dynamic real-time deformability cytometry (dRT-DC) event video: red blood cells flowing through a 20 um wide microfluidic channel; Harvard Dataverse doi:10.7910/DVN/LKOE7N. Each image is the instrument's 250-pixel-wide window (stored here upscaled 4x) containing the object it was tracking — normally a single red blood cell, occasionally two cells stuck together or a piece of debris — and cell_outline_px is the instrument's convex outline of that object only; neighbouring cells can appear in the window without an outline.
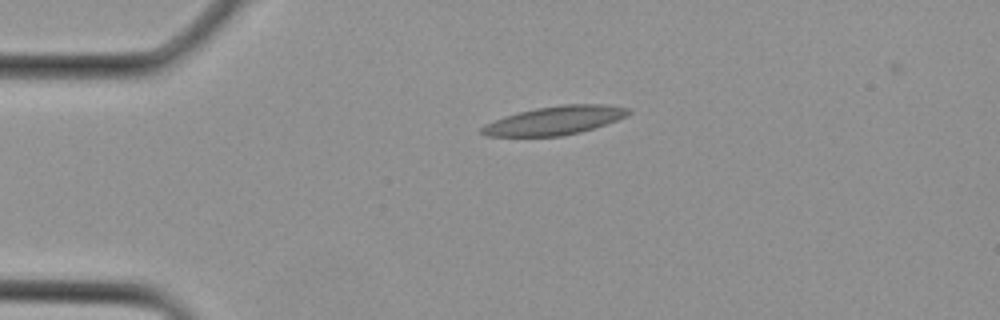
{"species": "Egyptian fruit bat (a non-hibernating species)", "species_latin": "Rousettus aegyptiacus", "temperature_condition": "cold", "stored_images_in_passage": 4, "camera_frame_rate_fps": 3000, "um_per_image_px": 0.085, "animal": {"sex": "female"}, "frame": {"image": 1, "passage_image": 4, "time_ms": 1.0, "image_size_px": [1000, 320], "cell_outline_px": [[632, 112], [628, 116], [580, 132], [560, 136], [488, 136], [480, 132], [480, 128], [504, 116], [536, 108], [564, 104], [604, 104], [628, 108]], "centroid_in_image_um": [47.19, 10.23], "position_along_channel_um": 37.8, "area_um2": 24.04}}